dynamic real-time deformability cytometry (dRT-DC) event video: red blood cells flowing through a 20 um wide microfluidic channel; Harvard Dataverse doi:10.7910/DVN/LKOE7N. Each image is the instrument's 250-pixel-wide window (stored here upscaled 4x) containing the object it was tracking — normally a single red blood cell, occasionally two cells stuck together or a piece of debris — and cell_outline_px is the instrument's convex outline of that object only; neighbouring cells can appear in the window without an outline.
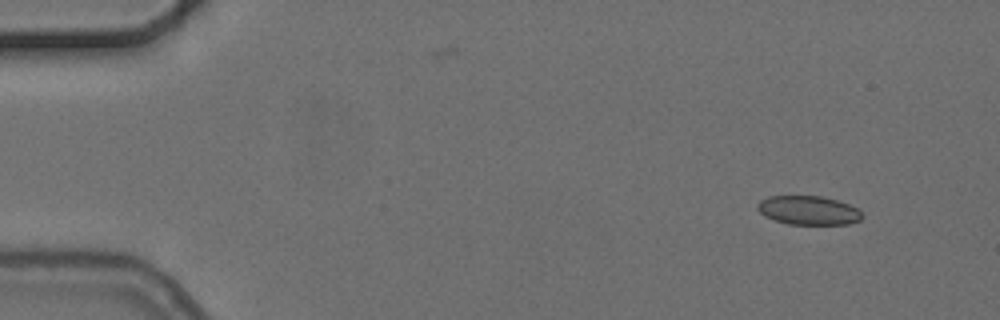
{"species": "common noctule bat (a hibernating species)", "species_latin": "Nyctalus noctula", "temperature_condition": "cold", "stored_images_in_passage": 4, "camera_frame_rate_fps": 3000, "um_per_image_px": 0.085, "animal": {"sex": "female", "body_mass_g": 24.6, "forearm_length_mm": 56.2}, "frame": {"image": 1, "passage_image": 1, "time_ms": 0.0, "image_size_px": [1000, 320], "cell_outline_px": [[864, 216], [860, 220], [848, 224], [788, 224], [764, 216], [756, 208], [756, 204], [760, 200], [768, 196], [820, 196], [836, 200], [848, 204], [856, 208]], "centroid_in_image_um": [68.69, 17.87], "position_along_channel_um": 16.3, "area_um2": 17.57}}
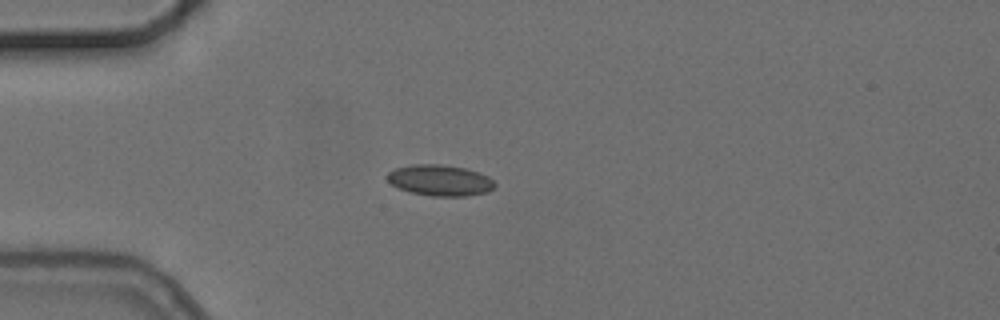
{"frame": {"image": 2, "passage_image": 4, "time_ms": 3.333, "image_size_px": [1000, 320], "cell_outline_px": [[496, 184], [488, 192], [464, 196], [432, 196], [412, 192], [400, 188], [392, 184], [384, 176], [388, 172], [396, 168], [412, 164], [440, 164], [464, 168], [480, 172], [488, 176]], "centroid_in_image_um": [37.4, 15.32], "position_along_channel_um": 47.6, "area_um2": 19.36}}